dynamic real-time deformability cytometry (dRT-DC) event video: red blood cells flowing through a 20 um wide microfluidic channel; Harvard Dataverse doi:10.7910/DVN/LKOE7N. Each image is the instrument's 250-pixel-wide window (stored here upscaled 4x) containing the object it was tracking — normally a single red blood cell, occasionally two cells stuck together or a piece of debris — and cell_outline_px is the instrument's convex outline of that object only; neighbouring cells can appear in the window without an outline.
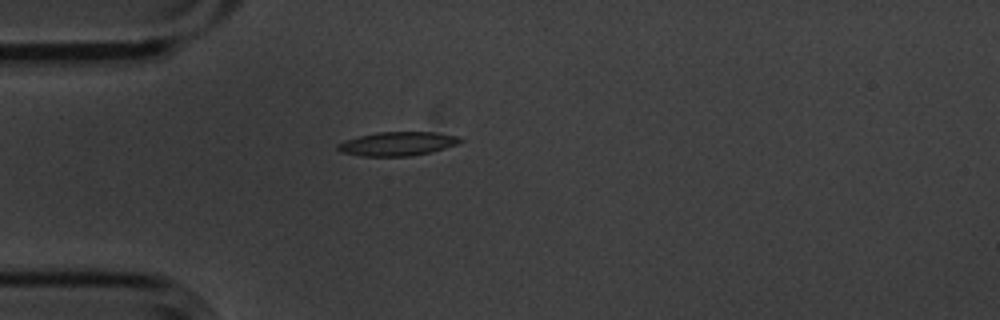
{"species": "common noctule bat (a hibernating species)", "species_latin": "Nyctalus noctula", "temperature_condition": "cold", "stored_images_in_passage": 4, "camera_frame_rate_fps": 3000, "um_per_image_px": 0.085, "animal": {"sex": "male", "body_mass_g": 20.1, "forearm_length_mm": 53.5}, "frame": {"image": 1, "passage_image": 3, "time_ms": 0.667, "image_size_px": [1000, 320], "cell_outline_px": [[464, 140], [456, 144], [432, 152], [408, 156], [360, 156], [340, 152], [336, 148], [336, 144], [344, 140], [376, 132], [436, 132], [456, 136]], "centroid_in_image_um": [33.74, 12.22], "position_along_channel_um": 51.3, "area_um2": 17.05}}